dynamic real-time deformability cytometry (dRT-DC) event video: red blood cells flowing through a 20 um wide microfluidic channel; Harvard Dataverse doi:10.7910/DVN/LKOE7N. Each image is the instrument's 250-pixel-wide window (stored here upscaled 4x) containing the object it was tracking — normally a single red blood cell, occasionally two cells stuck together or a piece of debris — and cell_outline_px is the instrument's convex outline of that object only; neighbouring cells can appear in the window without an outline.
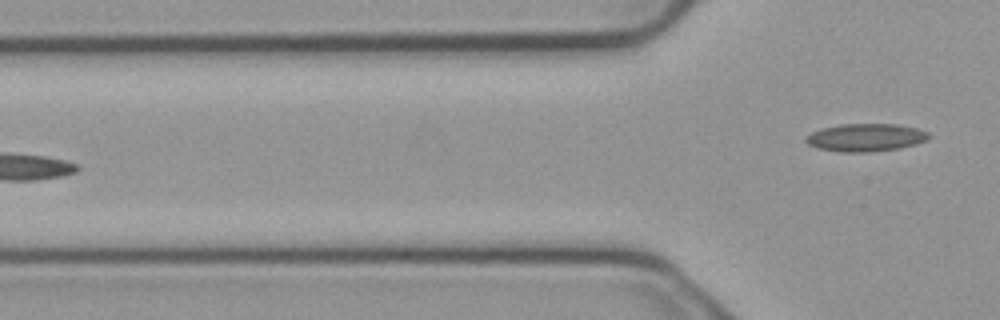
{"species": "common noctule bat (a hibernating species)", "species_latin": "Nyctalus noctula", "temperature_condition": "cold", "stored_images_in_passage": 4, "camera_frame_rate_fps": 3000, "um_per_image_px": 0.085, "animal": {"sex": "male", "body_mass_g": 23.1, "forearm_length_mm": 52.7}, "frame": {"image": 1, "passage_image": 4, "time_ms": 1.0, "image_size_px": [1000, 320], "cell_outline_px": [[928, 140], [916, 144], [900, 148], [868, 152], [840, 152], [816, 148], [808, 144], [804, 140], [812, 132], [824, 128], [840, 124], [896, 124], [916, 128], [928, 132]], "centroid_in_image_um": [73.58, 11.69], "position_along_channel_um": 52.2, "area_um2": 19.83}}